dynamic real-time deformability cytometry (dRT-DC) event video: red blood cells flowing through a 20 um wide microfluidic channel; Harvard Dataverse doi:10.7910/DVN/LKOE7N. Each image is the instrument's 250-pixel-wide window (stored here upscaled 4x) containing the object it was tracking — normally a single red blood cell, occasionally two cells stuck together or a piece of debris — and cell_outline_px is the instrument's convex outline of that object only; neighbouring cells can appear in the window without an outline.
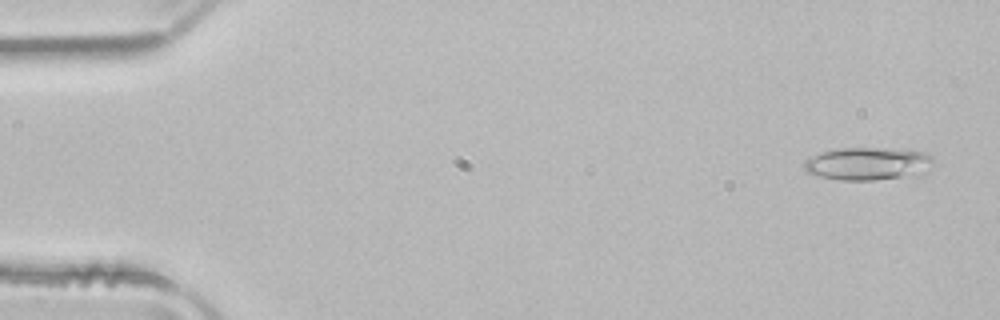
{"species": "common noctule bat (a hibernating species)", "species_latin": "Nyctalus noctula", "temperature_condition": "room temperature", "stored_images_in_passage": 10, "camera_frame_rate_fps": 3000, "um_per_image_px": 0.085, "animal": {"sex": "male", "body_mass_g": 21.5, "forearm_length_mm": 52.0}, "frame": {"image": 1, "passage_image": 2, "time_ms": 0.333, "image_size_px": [1000, 320], "cell_outline_px": [[936, 160], [916, 176], [876, 180], [840, 180], [820, 176], [808, 172], [804, 168], [804, 160], [820, 152], [836, 148], [904, 148], [924, 152], [932, 156]], "centroid_in_image_um": [73.79, 13.9], "position_along_channel_um": 11.2, "area_um2": 25.03}}